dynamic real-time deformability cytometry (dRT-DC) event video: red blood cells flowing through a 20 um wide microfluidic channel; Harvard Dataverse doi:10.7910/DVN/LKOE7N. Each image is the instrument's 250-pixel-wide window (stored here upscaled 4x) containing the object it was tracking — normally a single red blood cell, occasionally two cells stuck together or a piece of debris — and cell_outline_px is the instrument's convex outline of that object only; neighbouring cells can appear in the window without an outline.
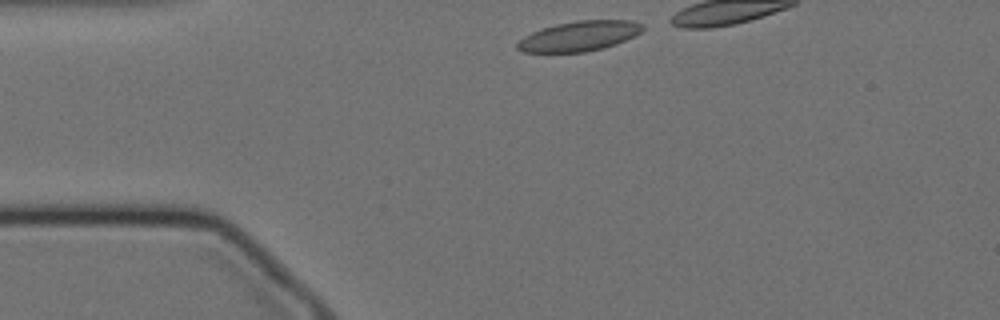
{"species": "Egyptian fruit bat (a non-hibernating species)", "species_latin": "Rousettus aegyptiacus", "temperature_condition": "cold", "stored_images_in_passage": 13, "camera_frame_rate_fps": 3000, "um_per_image_px": 0.085, "animal": {"sex": "female"}, "frame": {"image": 1, "passage_image": 1, "time_ms": 0.0, "image_size_px": [1000, 320], "cell_outline_px": [[644, 28], [640, 32], [616, 44], [584, 52], [524, 52], [516, 48], [516, 44], [524, 36], [532, 32], [556, 24], [576, 20], [632, 20], [644, 24]], "centroid_in_image_um": [49.23, 3.06], "position_along_channel_um": 35.8, "area_um2": 21.68}}
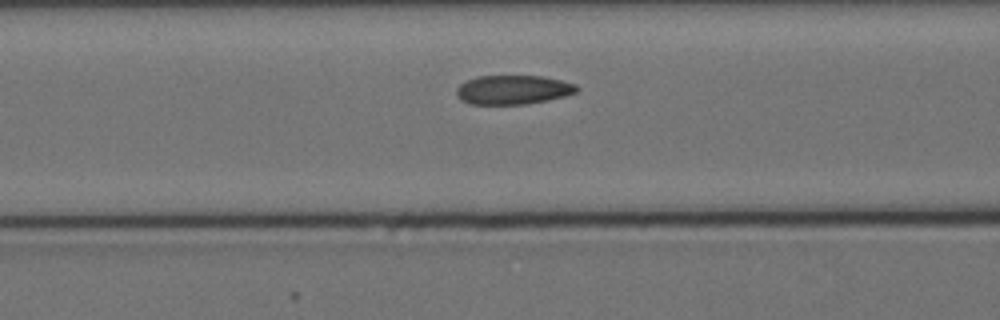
{"frame": {"image": 2, "passage_image": 11, "time_ms": 3.333, "image_size_px": [1000, 320], "cell_outline_px": [[580, 88], [576, 92], [564, 96], [548, 100], [524, 104], [468, 104], [460, 100], [456, 96], [456, 88], [460, 84], [476, 76], [544, 76], [576, 84]], "centroid_in_image_um": [43.59, 7.63], "position_along_channel_um": 123.0, "area_um2": 20.52}}